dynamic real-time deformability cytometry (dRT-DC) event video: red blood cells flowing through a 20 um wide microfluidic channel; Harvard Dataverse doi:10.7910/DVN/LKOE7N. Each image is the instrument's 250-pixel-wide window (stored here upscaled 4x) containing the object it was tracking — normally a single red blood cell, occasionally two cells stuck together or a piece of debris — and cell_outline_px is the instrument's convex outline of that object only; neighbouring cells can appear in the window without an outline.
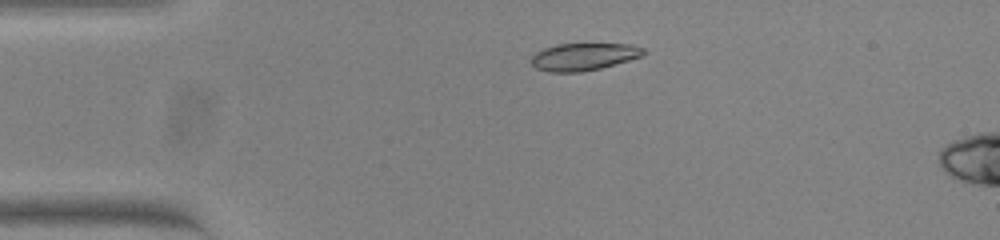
{"species": "common noctule bat (a hibernating species)", "species_latin": "Nyctalus noctula", "temperature_condition": "warm", "stored_images_in_passage": 43, "camera_frame_rate_fps": 3000, "um_per_image_px": 0.085, "animal": {"sex": "female", "body_mass_g": 23.0, "forearm_length_mm": 53.4}, "frame": {"image": 1, "passage_image": 1, "time_ms": 0.0, "image_size_px": [1000, 240], "cell_outline_px": [[648, 52], [640, 56], [628, 60], [600, 68], [580, 72], [548, 72], [536, 68], [532, 64], [532, 56], [536, 52], [544, 48], [556, 44], [632, 44], [644, 48]], "centroid_in_image_um": [49.61, 4.81], "position_along_channel_um": 35.4, "area_um2": 17.8}}
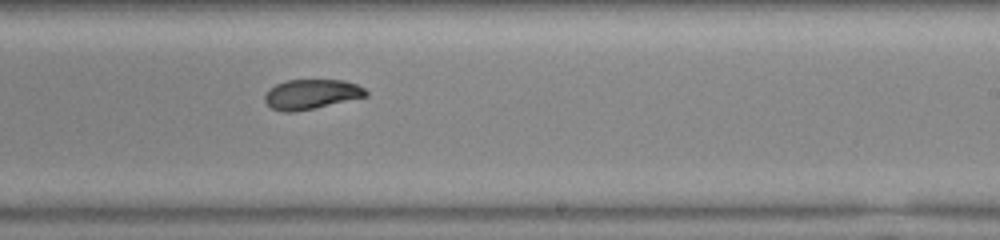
{"frame": {"image": 2, "passage_image": 22, "time_ms": 7.0, "image_size_px": [1000, 240], "cell_outline_px": [[368, 96], [312, 108], [292, 112], [284, 112], [272, 108], [264, 100], [264, 96], [268, 88], [276, 84], [288, 80], [344, 80], [356, 84], [364, 88], [368, 92]], "centroid_in_image_um": [26.45, 8.0], "position_along_channel_um": 262.6, "area_um2": 17.4}}
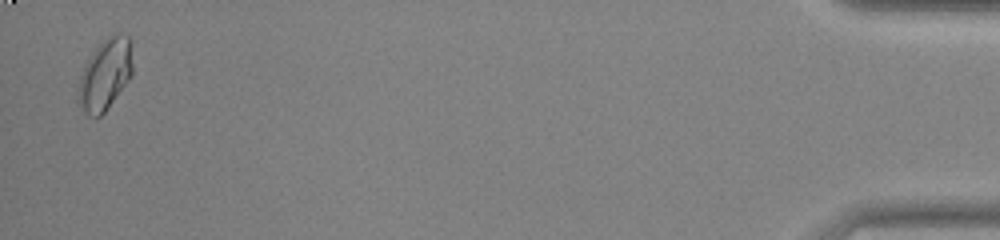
{"frame": {"image": 3, "passage_image": 42, "time_ms": 13.667, "image_size_px": [1000, 240], "cell_outline_px": [[132, 76], [108, 108], [100, 116], [88, 116], [80, 108], [76, 100], [76, 96], [80, 76], [84, 64], [92, 52], [112, 32], [120, 32], [128, 36], [132, 40]], "centroid_in_image_um": [8.94, 6.31], "position_along_channel_um": 426.3, "area_um2": 23.12}, "authors_computed_cell_mechanics": {"area_um2": 18.3804, "velocity_mm_per_s": 3.8236, "shape_relaxation_time_tau1_ms": 6.9118, "shape_relaxation_time_tau2_ms": 1.9134, "deformation_change_tau1": 0.1851, "deformation_change_tau2": 0.058}}